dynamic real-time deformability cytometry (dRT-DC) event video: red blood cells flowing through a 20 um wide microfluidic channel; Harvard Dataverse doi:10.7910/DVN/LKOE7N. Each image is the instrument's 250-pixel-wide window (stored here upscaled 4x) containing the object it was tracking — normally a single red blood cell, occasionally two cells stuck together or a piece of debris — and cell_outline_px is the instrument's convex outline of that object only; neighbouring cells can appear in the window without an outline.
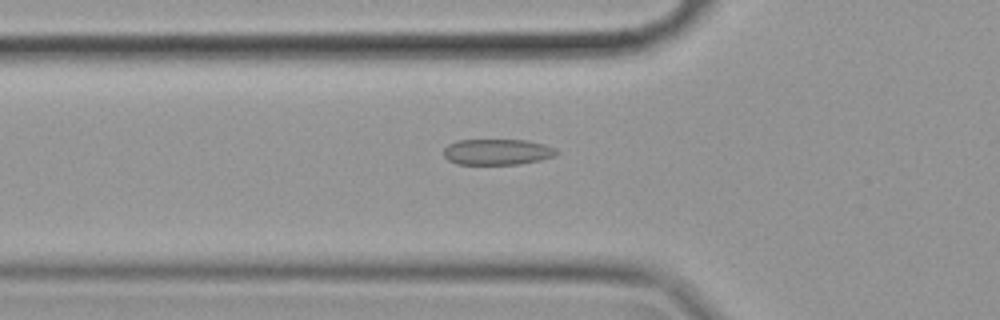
{"species": "common noctule bat (a hibernating species)", "species_latin": "Nyctalus noctula", "temperature_condition": "cold", "stored_images_in_passage": 11, "camera_frame_rate_fps": 3000, "um_per_image_px": 0.085, "animal": {"sex": "female", "body_mass_g": 19.9}, "frame": {"image": 1, "passage_image": 4, "time_ms": 1.0, "image_size_px": [1000, 320], "cell_outline_px": [[560, 152], [552, 156], [540, 160], [520, 164], [456, 164], [448, 160], [444, 156], [444, 148], [448, 144], [456, 140], [528, 140], [544, 144], [556, 148]], "centroid_in_image_um": [42.26, 12.91], "position_along_channel_um": 83.5, "area_um2": 17.11}}
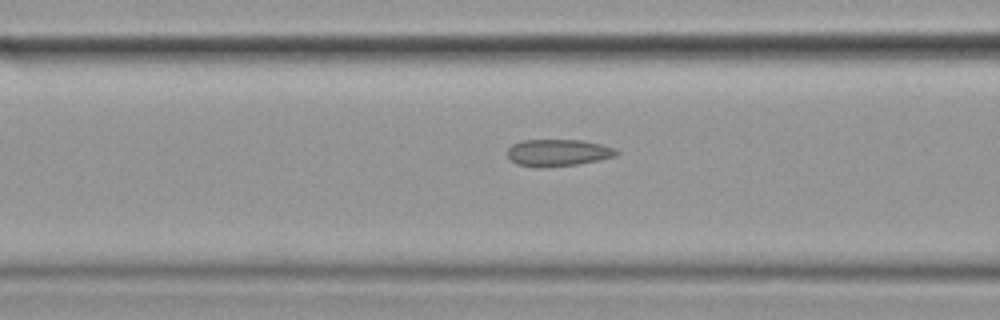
{"frame": {"image": 2, "passage_image": 7, "time_ms": 2.0, "image_size_px": [1000, 320], "cell_outline_px": [[620, 152], [616, 156], [600, 160], [576, 164], [540, 168], [536, 168], [516, 164], [508, 156], [508, 148], [512, 144], [524, 140], [584, 140], [616, 148]], "centroid_in_image_um": [47.45, 12.98], "position_along_channel_um": 119.2, "area_um2": 17.22}}
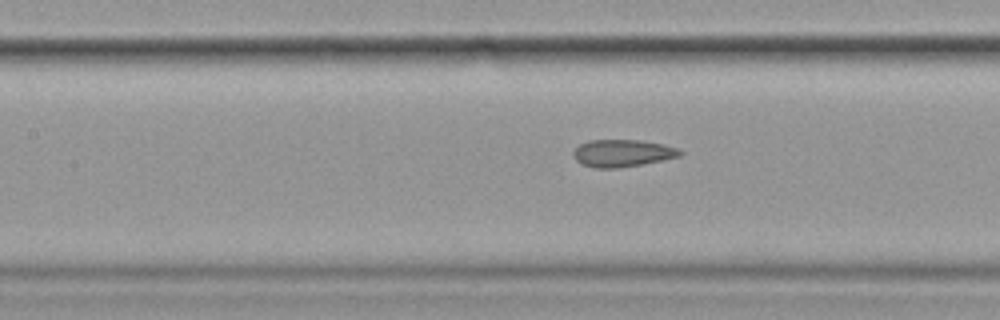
{"frame": {"image": 3, "passage_image": 10, "time_ms": 3.0, "image_size_px": [1000, 320], "cell_outline_px": [[684, 152], [680, 156], [664, 160], [616, 168], [592, 168], [580, 164], [572, 156], [572, 152], [580, 144], [588, 140], [640, 140], [664, 144], [676, 148]], "centroid_in_image_um": [52.87, 13.02], "position_along_channel_um": 154.5, "area_um2": 17.05}}